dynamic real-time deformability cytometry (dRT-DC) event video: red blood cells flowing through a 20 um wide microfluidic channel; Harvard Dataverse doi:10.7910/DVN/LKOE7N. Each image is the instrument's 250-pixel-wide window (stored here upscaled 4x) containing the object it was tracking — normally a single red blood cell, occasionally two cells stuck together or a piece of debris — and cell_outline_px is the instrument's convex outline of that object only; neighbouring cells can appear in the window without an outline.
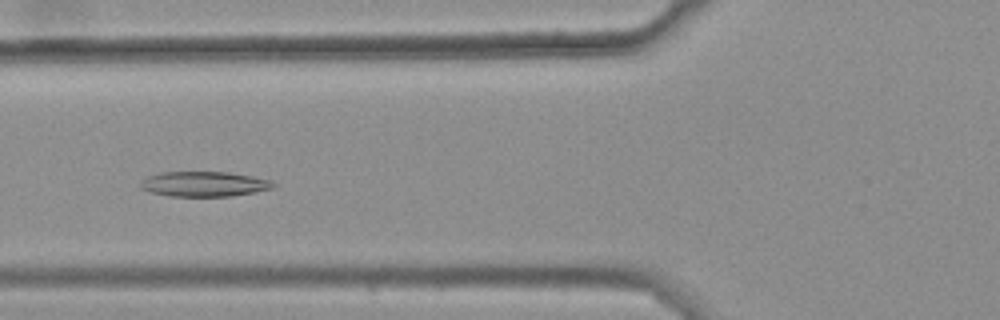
{"species": "common noctule bat (a hibernating species)", "species_latin": "Nyctalus noctula", "temperature_condition": "warm", "stored_images_in_passage": 37, "camera_frame_rate_fps": 3000, "um_per_image_px": 0.085, "animal": {"sex": "female", "body_mass_g": 25.1}, "frame": {"image": 1, "passage_image": 12, "time_ms": 3.667, "image_size_px": [1000, 320], "cell_outline_px": [[276, 188], [256, 192], [232, 196], [168, 196], [148, 192], [140, 188], [140, 184], [148, 176], [164, 172], [228, 172], [272, 180], [276, 184]], "centroid_in_image_um": [17.39, 15.65], "position_along_channel_um": 108.4, "area_um2": 19.48}}
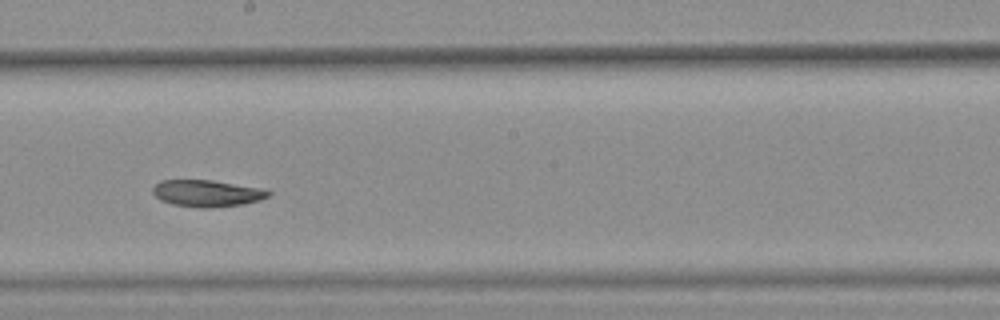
{"frame": {"image": 2, "passage_image": 22, "time_ms": 7.0, "image_size_px": [1000, 320], "cell_outline_px": [[272, 192], [268, 196], [260, 200], [240, 204], [208, 208], [200, 208], [172, 204], [160, 200], [152, 192], [152, 188], [160, 180], [212, 180], [260, 188]], "centroid_in_image_um": [17.55, 16.43], "position_along_channel_um": 230.6, "area_um2": 17.86}}
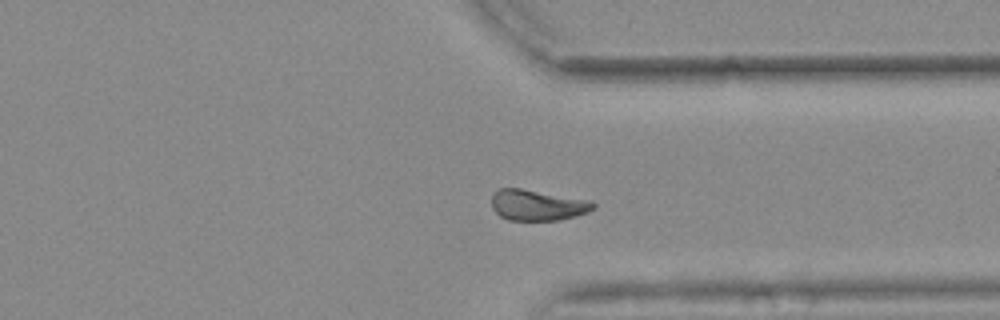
{"frame": {"image": 3, "passage_image": 33, "time_ms": 10.667, "image_size_px": [1000, 320], "cell_outline_px": [[596, 208], [588, 212], [576, 216], [560, 220], [508, 220], [500, 216], [492, 208], [492, 192], [500, 188], [520, 188], [592, 200], [596, 204]], "centroid_in_image_um": [45.71, 17.43], "position_along_channel_um": 365.7, "area_um2": 18.5}, "authors_computed_cell_mechanics": {"area_um2": 18.785, "velocity_mm_per_s": 3.6695, "shape_relaxation_time_tau1_ms": null, "shape_relaxation_time_tau2_ms": 9.9837, "deformation_change_tau1": null, "deformation_change_tau2": 0.1315}}